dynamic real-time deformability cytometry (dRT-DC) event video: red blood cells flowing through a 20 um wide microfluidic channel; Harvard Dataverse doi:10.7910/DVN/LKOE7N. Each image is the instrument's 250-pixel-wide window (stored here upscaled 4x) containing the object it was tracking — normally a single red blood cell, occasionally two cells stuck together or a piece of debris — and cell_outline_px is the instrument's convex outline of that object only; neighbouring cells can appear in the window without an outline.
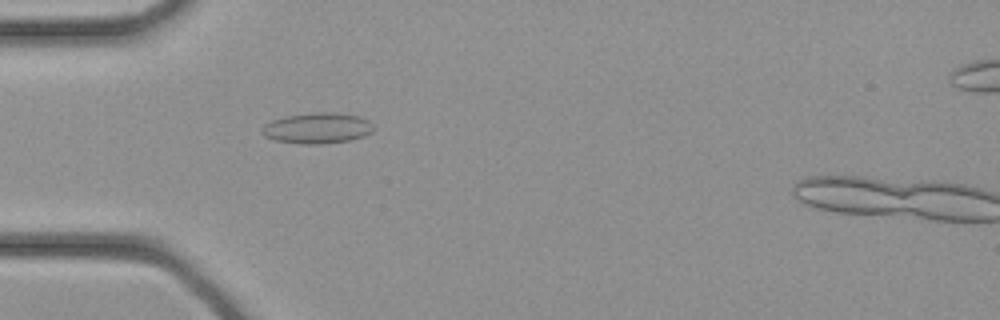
{"species": "common noctule bat (a hibernating species)", "species_latin": "Nyctalus noctula", "temperature_condition": "cold", "stored_images_in_passage": 33, "camera_frame_rate_fps": 3000, "um_per_image_px": 0.085, "animal": {"sex": "female", "body_mass_g": 21.9}, "frame": {"image": 1, "passage_image": 9, "time_ms": 2.667, "image_size_px": [1000, 320], "cell_outline_px": [[372, 132], [364, 136], [352, 140], [320, 144], [300, 144], [276, 140], [264, 136], [260, 132], [264, 124], [272, 120], [284, 116], [316, 112], [336, 112], [360, 116], [368, 120], [372, 124]], "centroid_in_image_um": [26.96, 10.89], "position_along_channel_um": 58.0, "area_um2": 20.17}}
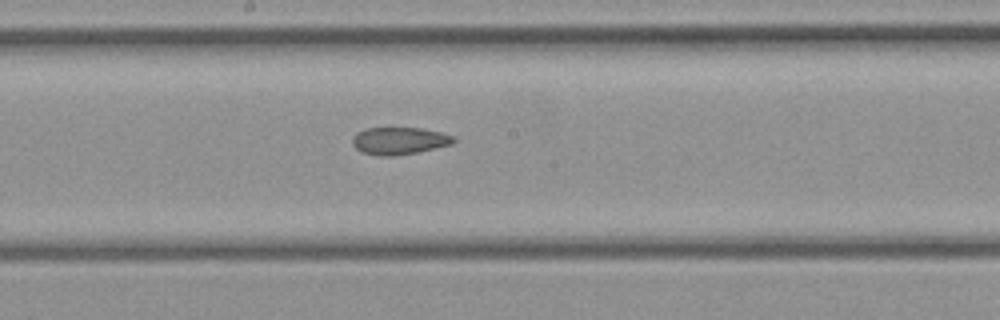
{"frame": {"image": 2, "passage_image": 17, "time_ms": 5.333, "image_size_px": [1000, 320], "cell_outline_px": [[456, 140], [452, 144], [416, 152], [392, 156], [380, 156], [360, 152], [352, 144], [352, 136], [356, 132], [368, 128], [420, 128], [440, 132], [456, 136]], "centroid_in_image_um": [33.92, 11.96], "position_along_channel_um": 214.3, "area_um2": 16.13}}
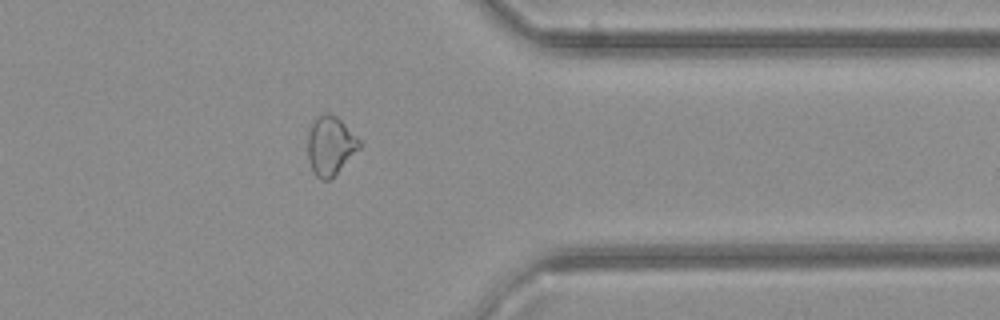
{"frame": {"image": 3, "passage_image": 26, "time_ms": 8.333, "image_size_px": [1000, 320], "cell_outline_px": [[360, 148], [328, 180], [320, 180], [312, 172], [308, 160], [308, 132], [316, 116], [324, 112], [328, 112], [336, 116], [360, 140]], "centroid_in_image_um": [28.04, 12.36], "position_along_channel_um": 383.4, "area_um2": 17.51}}